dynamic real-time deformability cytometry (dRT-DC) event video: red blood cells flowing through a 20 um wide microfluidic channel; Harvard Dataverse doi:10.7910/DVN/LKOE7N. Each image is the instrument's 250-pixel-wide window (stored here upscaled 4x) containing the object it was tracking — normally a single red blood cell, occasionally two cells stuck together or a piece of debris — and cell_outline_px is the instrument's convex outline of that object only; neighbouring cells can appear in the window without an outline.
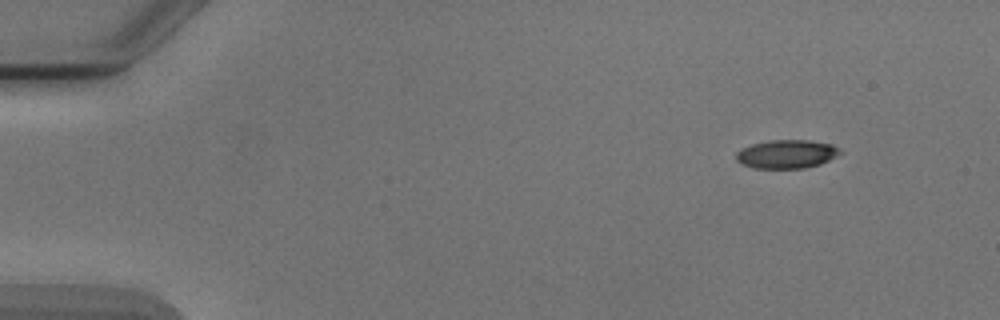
{"species": "Egyptian fruit bat (a non-hibernating species)", "species_latin": "Rousettus aegyptiacus", "temperature_condition": "cold", "stored_images_in_passage": 4, "camera_frame_rate_fps": 3000, "um_per_image_px": 0.085, "animal": {"sex": "male"}, "frame": {"image": 1, "passage_image": 1, "time_ms": 0.0, "image_size_px": [1000, 320], "cell_outline_px": [[844, 152], [820, 164], [804, 168], [752, 168], [736, 160], [736, 152], [740, 148], [752, 144], [772, 140], [808, 140], [832, 144], [840, 148]], "centroid_in_image_um": [66.88, 13.09], "position_along_channel_um": 18.1, "area_um2": 17.34}}
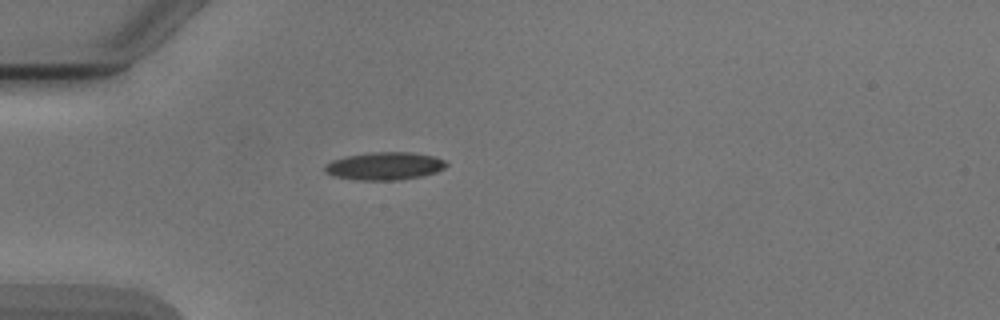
{"frame": {"image": 2, "passage_image": 4, "time_ms": 3.333, "image_size_px": [1000, 320], "cell_outline_px": [[448, 164], [444, 168], [436, 172], [420, 176], [396, 180], [360, 180], [336, 176], [328, 172], [324, 168], [324, 164], [332, 160], [344, 156], [372, 152], [412, 152], [436, 156], [444, 160]], "centroid_in_image_um": [32.71, 14.09], "position_along_channel_um": 52.3, "area_um2": 19.59}}